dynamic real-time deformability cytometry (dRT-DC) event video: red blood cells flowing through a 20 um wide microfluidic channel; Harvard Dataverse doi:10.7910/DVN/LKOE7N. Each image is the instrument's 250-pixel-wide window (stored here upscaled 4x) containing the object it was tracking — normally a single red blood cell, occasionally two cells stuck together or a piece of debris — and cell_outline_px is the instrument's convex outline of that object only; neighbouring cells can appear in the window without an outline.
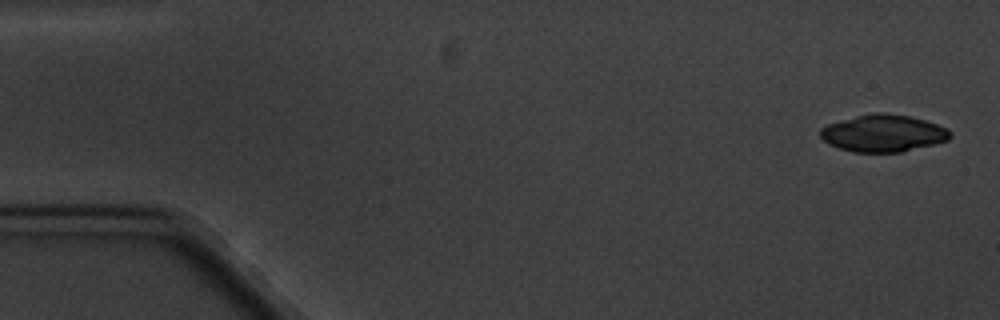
{"species": "common noctule bat (a hibernating species)", "species_latin": "Nyctalus noctula", "temperature_condition": "cold", "stored_images_in_passage": 5, "camera_frame_rate_fps": 3000, "um_per_image_px": 0.085, "animal": {"sex": "male", "body_mass_g": 20.1, "forearm_length_mm": 53.5}, "frame": {"image": 1, "passage_image": 1, "time_ms": 0.0, "image_size_px": [1000, 320], "cell_outline_px": [[952, 136], [948, 140], [936, 144], [900, 152], [852, 152], [828, 144], [820, 136], [820, 128], [828, 124], [840, 120], [856, 116], [876, 112], [884, 112], [908, 116], [924, 120], [948, 128], [952, 132]], "centroid_in_image_um": [75.09, 11.33], "position_along_channel_um": 9.9, "area_um2": 28.15}}